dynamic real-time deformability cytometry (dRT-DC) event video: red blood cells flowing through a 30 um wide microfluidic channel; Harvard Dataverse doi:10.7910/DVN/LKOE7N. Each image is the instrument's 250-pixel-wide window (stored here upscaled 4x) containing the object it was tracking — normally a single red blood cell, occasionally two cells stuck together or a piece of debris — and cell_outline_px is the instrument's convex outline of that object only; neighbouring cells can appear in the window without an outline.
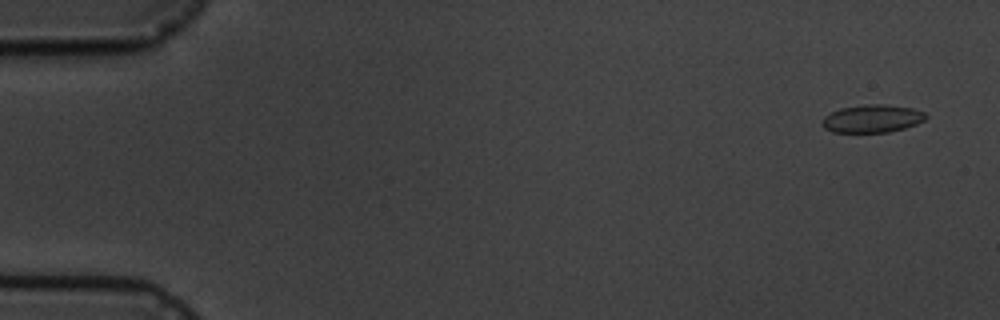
{"species": "common noctule bat (a hibernating species)", "species_latin": "Nyctalus noctula", "temperature_condition": "cold", "stored_images_in_passage": 5, "camera_frame_rate_fps": 3000, "um_per_image_px": 0.085, "animal": {"sex": "male", "body_mass_g": 19.5, "forearm_length_mm": 54.6}, "frame": {"image": 1, "passage_image": 1, "time_ms": 0.0, "image_size_px": [1000, 320], "cell_outline_px": [[928, 116], [924, 120], [916, 124], [904, 128], [888, 132], [832, 132], [824, 128], [820, 124], [820, 120], [824, 116], [840, 108], [864, 104], [884, 104], [912, 108], [924, 112]], "centroid_in_image_um": [74.1, 10.08], "position_along_channel_um": 10.9, "area_um2": 16.94}}
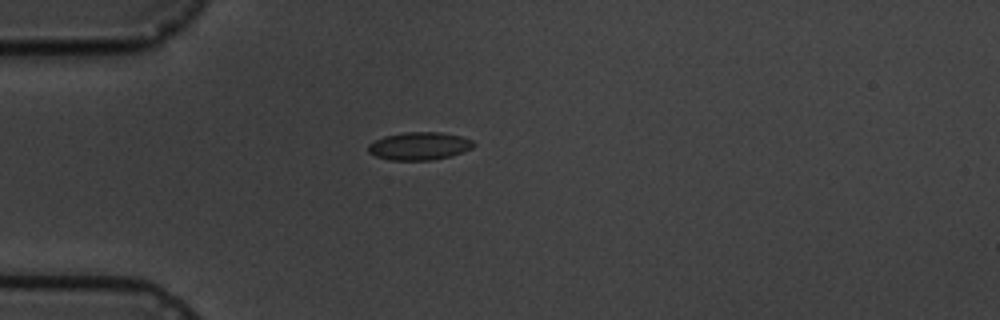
{"frame": {"image": 2, "passage_image": 5, "time_ms": 4.333, "image_size_px": [1000, 320], "cell_outline_px": [[476, 144], [472, 148], [448, 156], [432, 160], [388, 160], [376, 156], [368, 152], [368, 144], [384, 136], [404, 132], [440, 132], [460, 136], [472, 140]], "centroid_in_image_um": [35.61, 12.41], "position_along_channel_um": 49.4, "area_um2": 16.99}}